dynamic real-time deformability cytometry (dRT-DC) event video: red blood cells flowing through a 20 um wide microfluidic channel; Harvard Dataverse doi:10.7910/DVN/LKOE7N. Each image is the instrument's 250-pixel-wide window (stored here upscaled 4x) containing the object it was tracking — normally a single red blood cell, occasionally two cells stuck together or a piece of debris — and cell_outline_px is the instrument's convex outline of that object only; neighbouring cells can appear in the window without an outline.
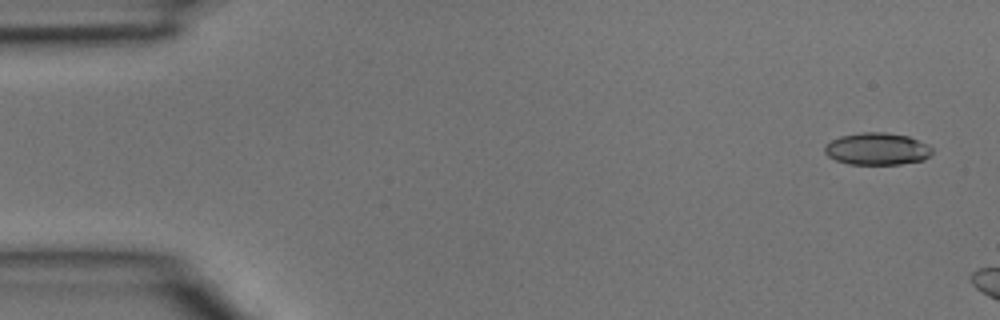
{"species": "common noctule bat (a hibernating species)", "species_latin": "Nyctalus noctula", "temperature_condition": "room temperature", "stored_images_in_passage": 2, "camera_frame_rate_fps": 3000, "um_per_image_px": 0.085, "animal": {"sex": "male", "body_mass_g": 15.6}, "frame": {"image": 1, "passage_image": 1, "time_ms": 0.0, "image_size_px": [1000, 320], "cell_outline_px": [[932, 152], [924, 160], [900, 164], [848, 164], [836, 160], [828, 156], [824, 152], [824, 144], [840, 136], [860, 132], [884, 132], [908, 136], [928, 144], [932, 148]], "centroid_in_image_um": [74.53, 12.65], "position_along_channel_um": 10.5, "area_um2": 20.23}}